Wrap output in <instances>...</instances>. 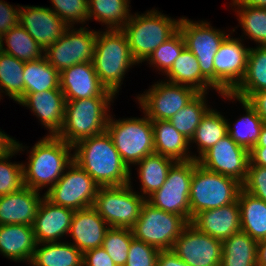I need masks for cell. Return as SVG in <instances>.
I'll use <instances>...</instances> for the list:
<instances>
[{"instance_id":"6da1fadb","label":"cell","mask_w":266,"mask_h":266,"mask_svg":"<svg viewBox=\"0 0 266 266\" xmlns=\"http://www.w3.org/2000/svg\"><path fill=\"white\" fill-rule=\"evenodd\" d=\"M73 149V161L84 169L99 187L131 183V169L123 162L107 131L80 140Z\"/></svg>"},{"instance_id":"7a4b0ae2","label":"cell","mask_w":266,"mask_h":266,"mask_svg":"<svg viewBox=\"0 0 266 266\" xmlns=\"http://www.w3.org/2000/svg\"><path fill=\"white\" fill-rule=\"evenodd\" d=\"M72 149V145L56 135L38 141L32 147L28 166L23 165L24 186L37 191L48 185L51 188L73 162Z\"/></svg>"},{"instance_id":"3957f363","label":"cell","mask_w":266,"mask_h":266,"mask_svg":"<svg viewBox=\"0 0 266 266\" xmlns=\"http://www.w3.org/2000/svg\"><path fill=\"white\" fill-rule=\"evenodd\" d=\"M115 96L108 90L103 96L66 100L63 126L56 136L74 146L82 139L106 131L109 104Z\"/></svg>"},{"instance_id":"277c9868","label":"cell","mask_w":266,"mask_h":266,"mask_svg":"<svg viewBox=\"0 0 266 266\" xmlns=\"http://www.w3.org/2000/svg\"><path fill=\"white\" fill-rule=\"evenodd\" d=\"M101 33L97 32L92 64L100 82L116 94L125 72L138 63L134 60L127 37L121 29H107Z\"/></svg>"},{"instance_id":"5b68a950","label":"cell","mask_w":266,"mask_h":266,"mask_svg":"<svg viewBox=\"0 0 266 266\" xmlns=\"http://www.w3.org/2000/svg\"><path fill=\"white\" fill-rule=\"evenodd\" d=\"M179 21L154 9L142 15H131L121 30L127 37L134 60L137 63L147 60L178 30Z\"/></svg>"},{"instance_id":"8992f818","label":"cell","mask_w":266,"mask_h":266,"mask_svg":"<svg viewBox=\"0 0 266 266\" xmlns=\"http://www.w3.org/2000/svg\"><path fill=\"white\" fill-rule=\"evenodd\" d=\"M242 183L219 173L211 172L194 160L190 186V223L200 211L219 208L238 200Z\"/></svg>"},{"instance_id":"52a82bcc","label":"cell","mask_w":266,"mask_h":266,"mask_svg":"<svg viewBox=\"0 0 266 266\" xmlns=\"http://www.w3.org/2000/svg\"><path fill=\"white\" fill-rule=\"evenodd\" d=\"M107 133L119 152L123 162L130 169L144 157L155 153L152 120L143 118L115 120L109 116Z\"/></svg>"},{"instance_id":"ba28073f","label":"cell","mask_w":266,"mask_h":266,"mask_svg":"<svg viewBox=\"0 0 266 266\" xmlns=\"http://www.w3.org/2000/svg\"><path fill=\"white\" fill-rule=\"evenodd\" d=\"M187 224L182 216L165 212L146 200L131 230L137 240L159 250H172L175 240Z\"/></svg>"},{"instance_id":"9c48e42d","label":"cell","mask_w":266,"mask_h":266,"mask_svg":"<svg viewBox=\"0 0 266 266\" xmlns=\"http://www.w3.org/2000/svg\"><path fill=\"white\" fill-rule=\"evenodd\" d=\"M131 185L98 188L92 207L110 227L131 229L138 220L146 198L133 192Z\"/></svg>"},{"instance_id":"30bf717a","label":"cell","mask_w":266,"mask_h":266,"mask_svg":"<svg viewBox=\"0 0 266 266\" xmlns=\"http://www.w3.org/2000/svg\"><path fill=\"white\" fill-rule=\"evenodd\" d=\"M194 159L176 161L169 169L163 186L146 200L165 212L182 216L190 223V186Z\"/></svg>"},{"instance_id":"8fae6325","label":"cell","mask_w":266,"mask_h":266,"mask_svg":"<svg viewBox=\"0 0 266 266\" xmlns=\"http://www.w3.org/2000/svg\"><path fill=\"white\" fill-rule=\"evenodd\" d=\"M98 188L93 178L73 161L44 197L55 205L81 210L93 206Z\"/></svg>"},{"instance_id":"7c38bea8","label":"cell","mask_w":266,"mask_h":266,"mask_svg":"<svg viewBox=\"0 0 266 266\" xmlns=\"http://www.w3.org/2000/svg\"><path fill=\"white\" fill-rule=\"evenodd\" d=\"M178 29L186 47L197 58L201 74L214 86V57L223 40L229 35L212 28L208 22L180 18Z\"/></svg>"},{"instance_id":"4fadbf2b","label":"cell","mask_w":266,"mask_h":266,"mask_svg":"<svg viewBox=\"0 0 266 266\" xmlns=\"http://www.w3.org/2000/svg\"><path fill=\"white\" fill-rule=\"evenodd\" d=\"M97 31L68 27L63 35L43 53L46 60L61 73L78 63L92 62Z\"/></svg>"},{"instance_id":"5bb4252c","label":"cell","mask_w":266,"mask_h":266,"mask_svg":"<svg viewBox=\"0 0 266 266\" xmlns=\"http://www.w3.org/2000/svg\"><path fill=\"white\" fill-rule=\"evenodd\" d=\"M198 93L188 86L161 81L137 99L144 114L152 121L169 120Z\"/></svg>"},{"instance_id":"9a60e30c","label":"cell","mask_w":266,"mask_h":266,"mask_svg":"<svg viewBox=\"0 0 266 266\" xmlns=\"http://www.w3.org/2000/svg\"><path fill=\"white\" fill-rule=\"evenodd\" d=\"M228 35L214 57V87L218 93H232L243 80L250 48Z\"/></svg>"},{"instance_id":"2e32d148","label":"cell","mask_w":266,"mask_h":266,"mask_svg":"<svg viewBox=\"0 0 266 266\" xmlns=\"http://www.w3.org/2000/svg\"><path fill=\"white\" fill-rule=\"evenodd\" d=\"M197 161L206 170L232 177L243 183L250 162V151L226 135Z\"/></svg>"},{"instance_id":"e0dca14e","label":"cell","mask_w":266,"mask_h":266,"mask_svg":"<svg viewBox=\"0 0 266 266\" xmlns=\"http://www.w3.org/2000/svg\"><path fill=\"white\" fill-rule=\"evenodd\" d=\"M172 251L191 266H220L222 241L188 223L175 240Z\"/></svg>"},{"instance_id":"ac0fdd59","label":"cell","mask_w":266,"mask_h":266,"mask_svg":"<svg viewBox=\"0 0 266 266\" xmlns=\"http://www.w3.org/2000/svg\"><path fill=\"white\" fill-rule=\"evenodd\" d=\"M19 24L44 51L68 28L51 8L40 6H20Z\"/></svg>"},{"instance_id":"d6986e66","label":"cell","mask_w":266,"mask_h":266,"mask_svg":"<svg viewBox=\"0 0 266 266\" xmlns=\"http://www.w3.org/2000/svg\"><path fill=\"white\" fill-rule=\"evenodd\" d=\"M75 210L55 205L44 196L33 224L37 243H52L69 233Z\"/></svg>"},{"instance_id":"ffe728a7","label":"cell","mask_w":266,"mask_h":266,"mask_svg":"<svg viewBox=\"0 0 266 266\" xmlns=\"http://www.w3.org/2000/svg\"><path fill=\"white\" fill-rule=\"evenodd\" d=\"M65 100L103 96L108 89L100 82L92 62L78 63L60 73Z\"/></svg>"},{"instance_id":"44dd1931","label":"cell","mask_w":266,"mask_h":266,"mask_svg":"<svg viewBox=\"0 0 266 266\" xmlns=\"http://www.w3.org/2000/svg\"><path fill=\"white\" fill-rule=\"evenodd\" d=\"M191 224L202 233L224 241L232 234L241 231L238 201L219 208L200 211L192 218Z\"/></svg>"},{"instance_id":"7402d4cb","label":"cell","mask_w":266,"mask_h":266,"mask_svg":"<svg viewBox=\"0 0 266 266\" xmlns=\"http://www.w3.org/2000/svg\"><path fill=\"white\" fill-rule=\"evenodd\" d=\"M19 104L29 107L47 128L49 135H57L63 126L65 113V97L61 89L28 93Z\"/></svg>"},{"instance_id":"603a6c76","label":"cell","mask_w":266,"mask_h":266,"mask_svg":"<svg viewBox=\"0 0 266 266\" xmlns=\"http://www.w3.org/2000/svg\"><path fill=\"white\" fill-rule=\"evenodd\" d=\"M42 199L39 191L26 186L17 192L0 196V225L33 226Z\"/></svg>"},{"instance_id":"cb8c5ba5","label":"cell","mask_w":266,"mask_h":266,"mask_svg":"<svg viewBox=\"0 0 266 266\" xmlns=\"http://www.w3.org/2000/svg\"><path fill=\"white\" fill-rule=\"evenodd\" d=\"M106 224L93 207L75 210L69 230L74 240L72 244L82 253L102 247L105 234L110 228Z\"/></svg>"},{"instance_id":"d4e9b609","label":"cell","mask_w":266,"mask_h":266,"mask_svg":"<svg viewBox=\"0 0 266 266\" xmlns=\"http://www.w3.org/2000/svg\"><path fill=\"white\" fill-rule=\"evenodd\" d=\"M37 242L33 226L24 224L0 225V252L13 261L31 262Z\"/></svg>"},{"instance_id":"484cf974","label":"cell","mask_w":266,"mask_h":266,"mask_svg":"<svg viewBox=\"0 0 266 266\" xmlns=\"http://www.w3.org/2000/svg\"><path fill=\"white\" fill-rule=\"evenodd\" d=\"M154 151L175 161L196 160V155L188 154L190 143L180 134L169 120L152 121Z\"/></svg>"},{"instance_id":"4316f807","label":"cell","mask_w":266,"mask_h":266,"mask_svg":"<svg viewBox=\"0 0 266 266\" xmlns=\"http://www.w3.org/2000/svg\"><path fill=\"white\" fill-rule=\"evenodd\" d=\"M169 83L191 87L199 93H206L209 87L218 91L202 74L194 54L185 47L166 73Z\"/></svg>"},{"instance_id":"83f0119b","label":"cell","mask_w":266,"mask_h":266,"mask_svg":"<svg viewBox=\"0 0 266 266\" xmlns=\"http://www.w3.org/2000/svg\"><path fill=\"white\" fill-rule=\"evenodd\" d=\"M241 231L255 241L266 239V202L241 189L238 196Z\"/></svg>"},{"instance_id":"f1b7e54d","label":"cell","mask_w":266,"mask_h":266,"mask_svg":"<svg viewBox=\"0 0 266 266\" xmlns=\"http://www.w3.org/2000/svg\"><path fill=\"white\" fill-rule=\"evenodd\" d=\"M266 90V46L250 48L247 69L243 80L231 93L237 98L248 100L254 93Z\"/></svg>"},{"instance_id":"f546056e","label":"cell","mask_w":266,"mask_h":266,"mask_svg":"<svg viewBox=\"0 0 266 266\" xmlns=\"http://www.w3.org/2000/svg\"><path fill=\"white\" fill-rule=\"evenodd\" d=\"M30 264L33 266H83V253L68 242L58 241L42 243V245L37 243Z\"/></svg>"},{"instance_id":"4dcf8cb0","label":"cell","mask_w":266,"mask_h":266,"mask_svg":"<svg viewBox=\"0 0 266 266\" xmlns=\"http://www.w3.org/2000/svg\"><path fill=\"white\" fill-rule=\"evenodd\" d=\"M221 96L230 99H237L244 106L246 115L239 118L234 127L228 122V135L238 145L251 150L258 142L264 122L256 112V109L247 101L233 96L231 93H223Z\"/></svg>"},{"instance_id":"1f68e13d","label":"cell","mask_w":266,"mask_h":266,"mask_svg":"<svg viewBox=\"0 0 266 266\" xmlns=\"http://www.w3.org/2000/svg\"><path fill=\"white\" fill-rule=\"evenodd\" d=\"M257 241L243 231L222 241L220 266H257Z\"/></svg>"},{"instance_id":"d6a6232c","label":"cell","mask_w":266,"mask_h":266,"mask_svg":"<svg viewBox=\"0 0 266 266\" xmlns=\"http://www.w3.org/2000/svg\"><path fill=\"white\" fill-rule=\"evenodd\" d=\"M24 96L28 93L60 89V73L46 60L40 59L25 62Z\"/></svg>"},{"instance_id":"836d02e7","label":"cell","mask_w":266,"mask_h":266,"mask_svg":"<svg viewBox=\"0 0 266 266\" xmlns=\"http://www.w3.org/2000/svg\"><path fill=\"white\" fill-rule=\"evenodd\" d=\"M176 161L170 157L160 154H150L144 157L136 165H139V179L141 180L142 197H149L156 190L160 189L164 182L169 169ZM148 196H144V195Z\"/></svg>"},{"instance_id":"e575fe53","label":"cell","mask_w":266,"mask_h":266,"mask_svg":"<svg viewBox=\"0 0 266 266\" xmlns=\"http://www.w3.org/2000/svg\"><path fill=\"white\" fill-rule=\"evenodd\" d=\"M226 135H228V121L218 111L210 109L189 141V143L195 142L199 146V156L196 157V160Z\"/></svg>"},{"instance_id":"d590c367","label":"cell","mask_w":266,"mask_h":266,"mask_svg":"<svg viewBox=\"0 0 266 266\" xmlns=\"http://www.w3.org/2000/svg\"><path fill=\"white\" fill-rule=\"evenodd\" d=\"M88 20L107 25V29H122L130 19L129 0H88Z\"/></svg>"},{"instance_id":"8d00e7d4","label":"cell","mask_w":266,"mask_h":266,"mask_svg":"<svg viewBox=\"0 0 266 266\" xmlns=\"http://www.w3.org/2000/svg\"><path fill=\"white\" fill-rule=\"evenodd\" d=\"M4 40L7 48H4ZM1 51L24 62L37 60L44 56L42 54L44 50L20 24L12 27L2 35Z\"/></svg>"},{"instance_id":"74e56055","label":"cell","mask_w":266,"mask_h":266,"mask_svg":"<svg viewBox=\"0 0 266 266\" xmlns=\"http://www.w3.org/2000/svg\"><path fill=\"white\" fill-rule=\"evenodd\" d=\"M24 66V61L0 50V90L16 102L24 97Z\"/></svg>"},{"instance_id":"f35d334b","label":"cell","mask_w":266,"mask_h":266,"mask_svg":"<svg viewBox=\"0 0 266 266\" xmlns=\"http://www.w3.org/2000/svg\"><path fill=\"white\" fill-rule=\"evenodd\" d=\"M206 93H198L190 103L180 109L169 121L174 128L189 141L199 126L202 118L210 110L206 100Z\"/></svg>"},{"instance_id":"ab89813d","label":"cell","mask_w":266,"mask_h":266,"mask_svg":"<svg viewBox=\"0 0 266 266\" xmlns=\"http://www.w3.org/2000/svg\"><path fill=\"white\" fill-rule=\"evenodd\" d=\"M133 238L134 236L130 228L110 227L107 230L102 247L116 266H125Z\"/></svg>"},{"instance_id":"60d3db41","label":"cell","mask_w":266,"mask_h":266,"mask_svg":"<svg viewBox=\"0 0 266 266\" xmlns=\"http://www.w3.org/2000/svg\"><path fill=\"white\" fill-rule=\"evenodd\" d=\"M237 8L244 33L254 42L260 43V46H266V8L249 6Z\"/></svg>"},{"instance_id":"b9f144b4","label":"cell","mask_w":266,"mask_h":266,"mask_svg":"<svg viewBox=\"0 0 266 266\" xmlns=\"http://www.w3.org/2000/svg\"><path fill=\"white\" fill-rule=\"evenodd\" d=\"M23 147L22 144L16 142V147L11 152L0 156V196L17 192L24 187L23 164L8 162V159Z\"/></svg>"},{"instance_id":"7bdbcfd3","label":"cell","mask_w":266,"mask_h":266,"mask_svg":"<svg viewBox=\"0 0 266 266\" xmlns=\"http://www.w3.org/2000/svg\"><path fill=\"white\" fill-rule=\"evenodd\" d=\"M185 47V40L178 29L169 39L156 48L146 61H150L149 64L156 65L155 67H158V70L161 69L160 71H164L163 73L166 74Z\"/></svg>"},{"instance_id":"ee69618b","label":"cell","mask_w":266,"mask_h":266,"mask_svg":"<svg viewBox=\"0 0 266 266\" xmlns=\"http://www.w3.org/2000/svg\"><path fill=\"white\" fill-rule=\"evenodd\" d=\"M51 2L54 6L51 10L68 27H72L75 22L77 24L79 21L83 23L88 20V0H51Z\"/></svg>"},{"instance_id":"f6af8a7d","label":"cell","mask_w":266,"mask_h":266,"mask_svg":"<svg viewBox=\"0 0 266 266\" xmlns=\"http://www.w3.org/2000/svg\"><path fill=\"white\" fill-rule=\"evenodd\" d=\"M159 251L156 247L133 238L125 266H156Z\"/></svg>"},{"instance_id":"bcb514c9","label":"cell","mask_w":266,"mask_h":266,"mask_svg":"<svg viewBox=\"0 0 266 266\" xmlns=\"http://www.w3.org/2000/svg\"><path fill=\"white\" fill-rule=\"evenodd\" d=\"M242 189L266 202V167L254 165L250 161Z\"/></svg>"},{"instance_id":"7dc6e473","label":"cell","mask_w":266,"mask_h":266,"mask_svg":"<svg viewBox=\"0 0 266 266\" xmlns=\"http://www.w3.org/2000/svg\"><path fill=\"white\" fill-rule=\"evenodd\" d=\"M19 8H13L5 1L0 0V35L2 36L12 27L19 24Z\"/></svg>"},{"instance_id":"c3c4849f","label":"cell","mask_w":266,"mask_h":266,"mask_svg":"<svg viewBox=\"0 0 266 266\" xmlns=\"http://www.w3.org/2000/svg\"><path fill=\"white\" fill-rule=\"evenodd\" d=\"M83 266H116L103 247L83 253Z\"/></svg>"},{"instance_id":"681fc988","label":"cell","mask_w":266,"mask_h":266,"mask_svg":"<svg viewBox=\"0 0 266 266\" xmlns=\"http://www.w3.org/2000/svg\"><path fill=\"white\" fill-rule=\"evenodd\" d=\"M156 266H191L178 257L172 250H160Z\"/></svg>"},{"instance_id":"f907efd6","label":"cell","mask_w":266,"mask_h":266,"mask_svg":"<svg viewBox=\"0 0 266 266\" xmlns=\"http://www.w3.org/2000/svg\"><path fill=\"white\" fill-rule=\"evenodd\" d=\"M247 101L256 109L262 121L266 123V90L254 93Z\"/></svg>"},{"instance_id":"816d5d0a","label":"cell","mask_w":266,"mask_h":266,"mask_svg":"<svg viewBox=\"0 0 266 266\" xmlns=\"http://www.w3.org/2000/svg\"><path fill=\"white\" fill-rule=\"evenodd\" d=\"M250 161L254 165L266 167V147H253L250 150Z\"/></svg>"},{"instance_id":"f5cc1de1","label":"cell","mask_w":266,"mask_h":266,"mask_svg":"<svg viewBox=\"0 0 266 266\" xmlns=\"http://www.w3.org/2000/svg\"><path fill=\"white\" fill-rule=\"evenodd\" d=\"M16 140L0 131V156L11 152L16 147Z\"/></svg>"},{"instance_id":"db71d44e","label":"cell","mask_w":266,"mask_h":266,"mask_svg":"<svg viewBox=\"0 0 266 266\" xmlns=\"http://www.w3.org/2000/svg\"><path fill=\"white\" fill-rule=\"evenodd\" d=\"M257 266H266V239L257 243Z\"/></svg>"},{"instance_id":"11a10c76","label":"cell","mask_w":266,"mask_h":266,"mask_svg":"<svg viewBox=\"0 0 266 266\" xmlns=\"http://www.w3.org/2000/svg\"><path fill=\"white\" fill-rule=\"evenodd\" d=\"M237 7H260L266 8V0H233V5Z\"/></svg>"},{"instance_id":"9f6ffc18","label":"cell","mask_w":266,"mask_h":266,"mask_svg":"<svg viewBox=\"0 0 266 266\" xmlns=\"http://www.w3.org/2000/svg\"><path fill=\"white\" fill-rule=\"evenodd\" d=\"M254 147H266V123L263 124L259 135V140Z\"/></svg>"},{"instance_id":"6f0895ef","label":"cell","mask_w":266,"mask_h":266,"mask_svg":"<svg viewBox=\"0 0 266 266\" xmlns=\"http://www.w3.org/2000/svg\"><path fill=\"white\" fill-rule=\"evenodd\" d=\"M1 47H2V36L0 35V50H1Z\"/></svg>"}]
</instances>
